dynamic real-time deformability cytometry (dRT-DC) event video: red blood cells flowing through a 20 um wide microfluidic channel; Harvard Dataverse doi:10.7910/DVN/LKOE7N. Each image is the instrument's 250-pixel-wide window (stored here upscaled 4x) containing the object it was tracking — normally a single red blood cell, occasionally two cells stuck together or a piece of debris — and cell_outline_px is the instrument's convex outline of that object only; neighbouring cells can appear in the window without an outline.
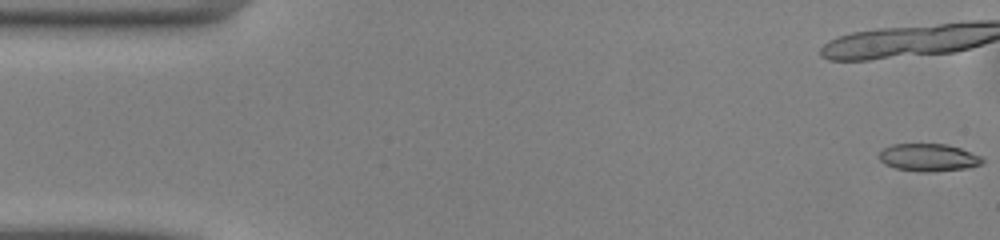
{"species": "common noctule bat (a hibernating species)", "species_latin": "Nyctalus noctula", "temperature_condition": "warm", "stored_images_in_passage": 38, "camera_frame_rate_fps": 3000, "um_per_image_px": 0.085, "animal": {"sex": "male", "body_mass_g": 13.0, "forearm_length_mm": 53.1}, "frame": {"image": 1, "passage_image": 1, "time_ms": 0.0, "image_size_px": [1000, 240], "cell_outline_px": [[984, 164], [968, 168], [932, 172], [920, 172], [896, 168], [884, 164], [880, 160], [880, 152], [884, 148], [892, 144], [948, 144], [960, 148], [980, 156], [984, 160]], "centroid_in_image_um": [78.95, 13.39], "position_along_channel_um": 6.1, "area_um2": 16.65}}